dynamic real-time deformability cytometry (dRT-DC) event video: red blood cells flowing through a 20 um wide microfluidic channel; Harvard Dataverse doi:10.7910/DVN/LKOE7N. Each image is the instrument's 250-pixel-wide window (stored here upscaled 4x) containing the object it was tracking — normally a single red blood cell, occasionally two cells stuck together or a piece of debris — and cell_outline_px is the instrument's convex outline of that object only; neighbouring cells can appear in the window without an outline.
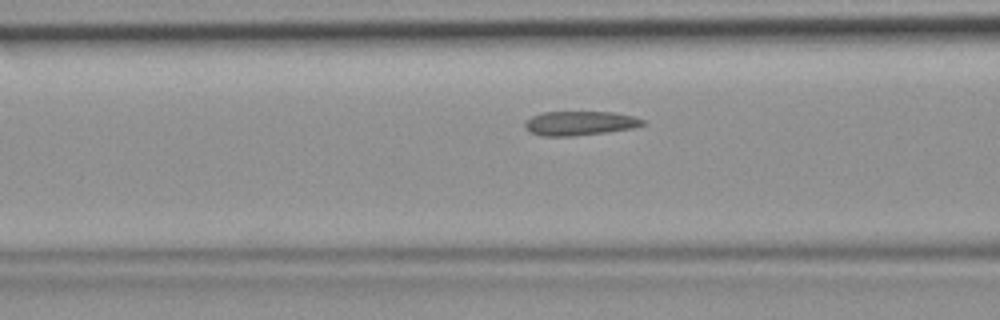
{"species": "common noctule bat (a hibernating species)", "species_latin": "Nyctalus noctula", "temperature_condition": "room temperature", "stored_images_in_passage": 33, "camera_frame_rate_fps": 3000, "um_per_image_px": 0.085, "animal": {"sex": "female", "body_mass_g": 19.9}, "frame": {"image": 1, "passage_image": 6, "time_ms": 1.667, "image_size_px": [1000, 320], "cell_outline_px": [[644, 124], [632, 128], [608, 132], [572, 136], [544, 136], [532, 132], [524, 124], [532, 116], [544, 112], [612, 112], [632, 116], [644, 120]], "centroid_in_image_um": [49.31, 10.47], "position_along_channel_um": 117.3, "area_um2": 16.3}}
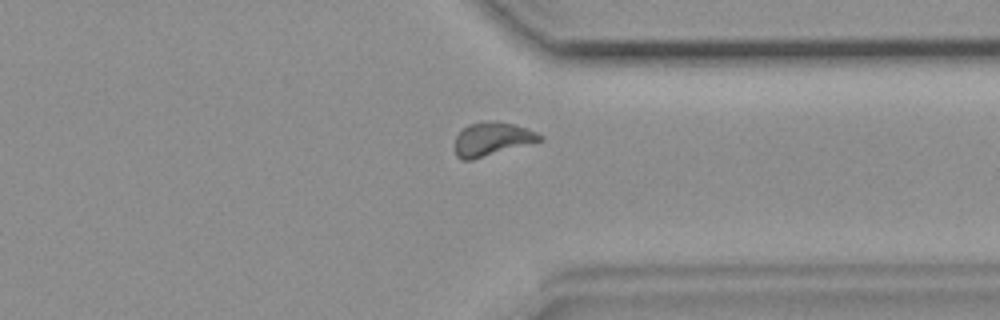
{"frame": {"image": 2, "passage_image": 24, "time_ms": 7.667, "image_size_px": [1000, 320], "cell_outline_px": [[544, 140], [472, 160], [460, 160], [456, 156], [456, 136], [468, 124], [484, 120], [488, 120], [512, 124], [536, 132], [544, 136]], "centroid_in_image_um": [41.82, 11.82], "position_along_channel_um": 369.6, "area_um2": 16.53}}
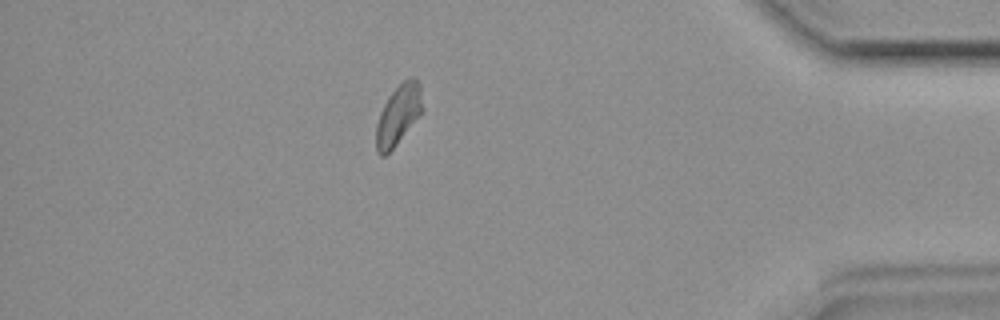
{"frame": {"image": 3, "passage_image": 29, "time_ms": 9.333, "image_size_px": [1000, 320], "cell_outline_px": [[424, 112], [396, 144], [384, 156], [380, 156], [376, 152], [376, 124], [380, 112], [388, 96], [408, 76], [416, 76], [420, 84]], "centroid_in_image_um": [33.89, 9.73], "position_along_channel_um": 401.3, "area_um2": 16.47}}